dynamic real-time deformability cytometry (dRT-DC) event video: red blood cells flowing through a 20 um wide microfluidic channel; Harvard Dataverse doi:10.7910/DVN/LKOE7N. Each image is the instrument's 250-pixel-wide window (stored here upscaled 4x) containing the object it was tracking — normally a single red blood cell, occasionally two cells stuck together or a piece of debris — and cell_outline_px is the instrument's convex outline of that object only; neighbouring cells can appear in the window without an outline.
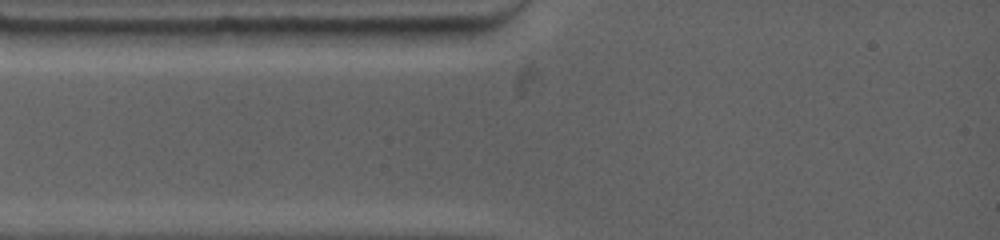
{"species": "common noctule bat (a hibernating species)", "species_latin": "Nyctalus noctula", "temperature_condition": "warm", "stored_images_in_passage": 2, "camera_frame_rate_fps": 4500, "um_per_image_px": 0.085, "animal": {"sex": "female", "body_mass_g": 19.0, "forearm_length_mm": 53.3}, "frame": {"image": 1, "passage_image": 2, "time_ms": 0.889, "image_size_px": [1000, 240], "cell_outline_px": [[476, 32], [472, 36], [440, 44], [368, 44], [352, 28], [472, 28]], "centroid_in_image_um": [35.1, 3.0], "position_along_channel_um": 49.9, "area_um2": 12.14}}